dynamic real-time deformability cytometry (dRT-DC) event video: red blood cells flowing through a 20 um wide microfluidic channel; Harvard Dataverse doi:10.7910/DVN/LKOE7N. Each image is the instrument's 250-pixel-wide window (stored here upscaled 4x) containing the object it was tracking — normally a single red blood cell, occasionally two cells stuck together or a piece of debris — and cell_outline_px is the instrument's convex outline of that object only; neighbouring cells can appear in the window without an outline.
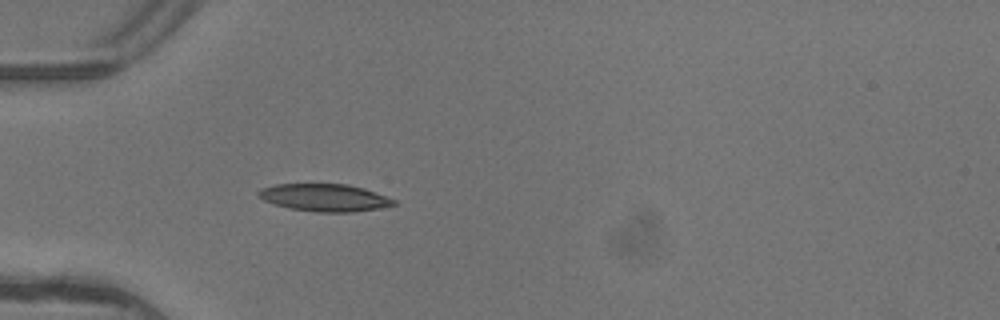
{"species": "common noctule bat (a hibernating species)", "species_latin": "Nyctalus noctula", "temperature_condition": "warm", "stored_images_in_passage": 4, "camera_frame_rate_fps": 3000, "um_per_image_px": 0.085, "animal": {"sex": "female"}, "frame": {"image": 1, "passage_image": 4, "time_ms": 1.0, "image_size_px": [1000, 320], "cell_outline_px": [[396, 204], [380, 208], [352, 212], [316, 212], [288, 208], [264, 200], [256, 196], [256, 192], [260, 188], [276, 184], [348, 184], [364, 188], [376, 192], [396, 200]], "centroid_in_image_um": [27.57, 16.79], "position_along_channel_um": 57.4, "area_um2": 21.73}}